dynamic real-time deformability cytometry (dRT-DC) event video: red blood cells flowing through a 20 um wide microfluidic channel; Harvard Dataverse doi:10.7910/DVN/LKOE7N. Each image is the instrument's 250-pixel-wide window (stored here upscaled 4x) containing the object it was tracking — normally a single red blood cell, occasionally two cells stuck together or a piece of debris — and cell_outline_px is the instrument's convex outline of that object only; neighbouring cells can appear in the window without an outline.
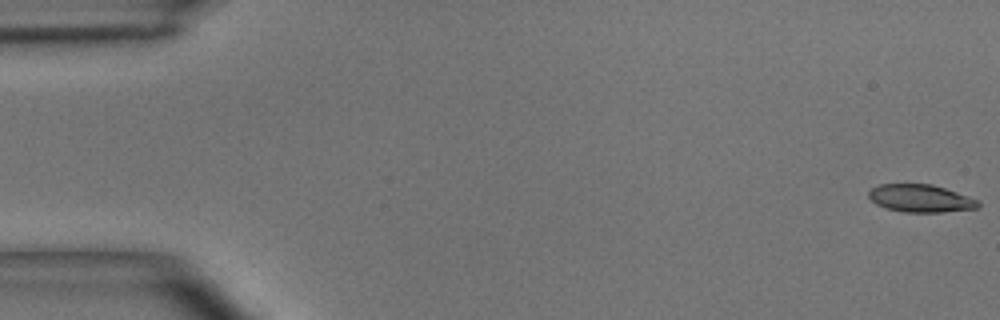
{"species": "common noctule bat (a hibernating species)", "species_latin": "Nyctalus noctula", "temperature_condition": "room temperature", "stored_images_in_passage": 49, "camera_frame_rate_fps": 3000, "um_per_image_px": 0.085, "animal": {"sex": "male", "body_mass_g": 15.6}, "frame": {"image": 1, "passage_image": 1, "time_ms": 0.0, "image_size_px": [1000, 320], "cell_outline_px": [[980, 208], [940, 212], [904, 212], [884, 208], [876, 204], [868, 196], [868, 192], [872, 188], [880, 184], [932, 184], [980, 200]], "centroid_in_image_um": [78.26, 16.86], "position_along_channel_um": 6.7, "area_um2": 17.69}}
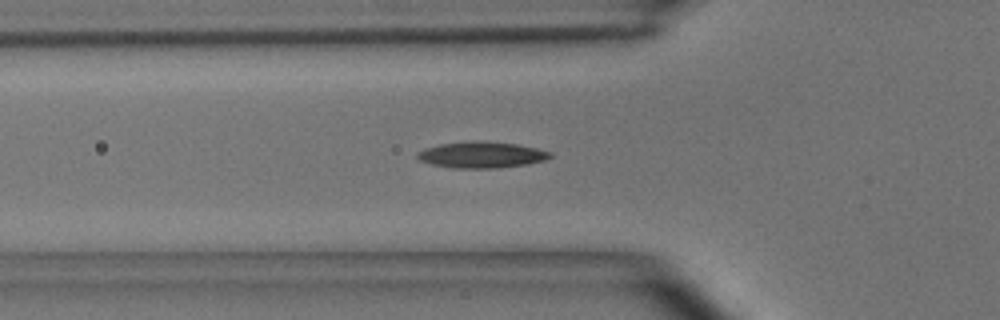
{"frame": {"image": 2, "passage_image": 17, "time_ms": 5.333, "image_size_px": [1000, 320], "cell_outline_px": [[552, 156], [544, 160], [528, 164], [496, 168], [452, 168], [432, 164], [420, 160], [416, 156], [416, 152], [424, 148], [440, 144], [472, 140], [480, 140], [516, 144], [536, 148], [552, 152]], "centroid_in_image_um": [40.91, 13.15], "position_along_channel_um": 84.9, "area_um2": 20.4}}
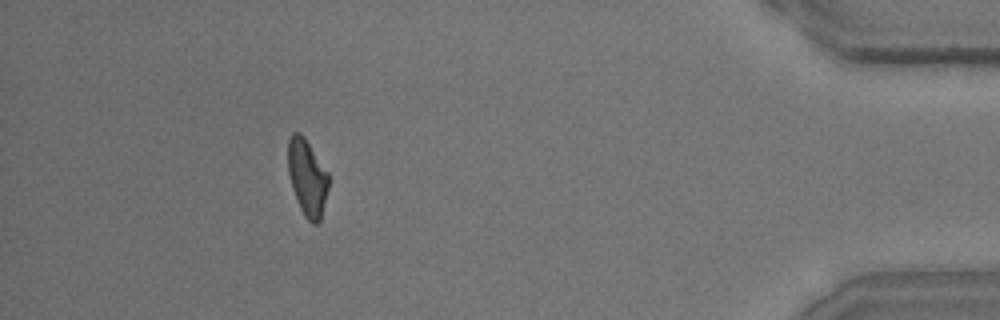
{"frame": {"image": 3, "passage_image": 45, "time_ms": 14.667, "image_size_px": [1000, 320], "cell_outline_px": [[328, 188], [320, 220], [316, 224], [312, 224], [304, 216], [300, 208], [292, 188], [288, 172], [288, 140], [292, 132], [300, 132], [304, 136], [328, 172]], "centroid_in_image_um": [26.1, 15.07], "position_along_channel_um": 409.1, "area_um2": 18.03}, "authors_computed_cell_mechanics": {"area_um2": 18.6694, "velocity_mm_per_s": 4.0654, "shape_relaxation_time_tau1_ms": 4.7912, "shape_relaxation_time_tau2_ms": 2.5712, "deformation_change_tau1": 0.1482, "deformation_change_tau2": 0.1001}}